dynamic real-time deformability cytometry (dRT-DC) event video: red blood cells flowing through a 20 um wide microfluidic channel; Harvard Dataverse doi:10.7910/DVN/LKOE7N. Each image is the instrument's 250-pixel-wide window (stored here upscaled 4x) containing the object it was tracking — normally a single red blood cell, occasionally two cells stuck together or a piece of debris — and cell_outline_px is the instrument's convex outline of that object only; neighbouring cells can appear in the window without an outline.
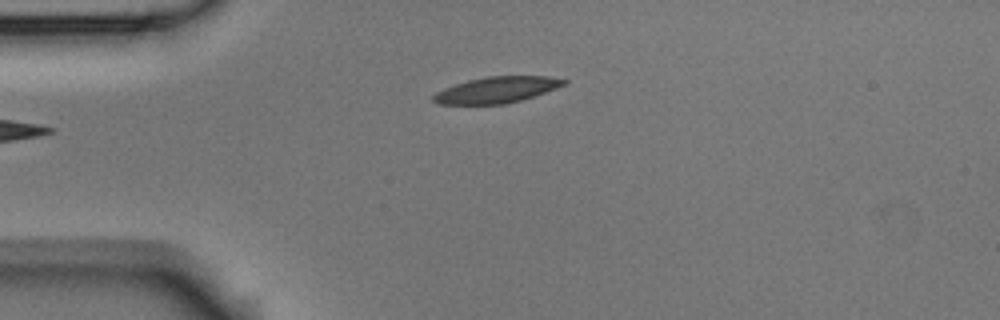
{"species": "Egyptian fruit bat (a non-hibernating species)", "species_latin": "Rousettus aegyptiacus", "temperature_condition": "room temperature", "stored_images_in_passage": 4, "camera_frame_rate_fps": 3000, "um_per_image_px": 0.085, "animal": {"sex": "male"}, "frame": {"image": 1, "passage_image": 4, "time_ms": 1.0, "image_size_px": [1000, 320], "cell_outline_px": [[568, 80], [564, 84], [556, 88], [520, 100], [504, 104], [440, 104], [432, 100], [432, 96], [436, 92], [444, 88], [468, 80], [488, 76], [548, 76]], "centroid_in_image_um": [42.19, 7.63], "position_along_channel_um": 42.8, "area_um2": 19.59}}